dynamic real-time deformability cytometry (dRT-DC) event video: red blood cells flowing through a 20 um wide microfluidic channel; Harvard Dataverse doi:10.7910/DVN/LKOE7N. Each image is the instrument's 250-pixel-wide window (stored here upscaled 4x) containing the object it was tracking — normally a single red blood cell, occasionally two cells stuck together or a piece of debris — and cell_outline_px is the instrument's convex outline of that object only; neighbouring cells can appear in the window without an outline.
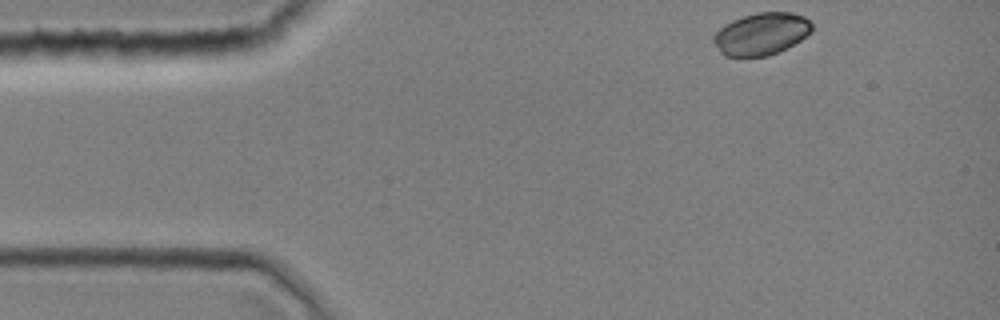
{"species": "common noctule bat (a hibernating species)", "species_latin": "Nyctalus noctula", "temperature_condition": "room temperature", "stored_images_in_passage": 33, "camera_frame_rate_fps": 3000, "um_per_image_px": 0.085, "animal": {"sex": "female", "body_mass_g": 19.0, "forearm_length_mm": 51.5}, "frame": {"image": 1, "passage_image": 1, "time_ms": 0.0, "image_size_px": [1000, 320], "cell_outline_px": [[812, 32], [800, 40], [768, 56], [724, 56], [720, 52], [712, 40], [712, 36], [724, 24], [732, 20], [756, 12], [792, 12], [804, 16], [812, 24]], "centroid_in_image_um": [64.69, 2.86], "position_along_channel_um": 20.3, "area_um2": 24.1}}
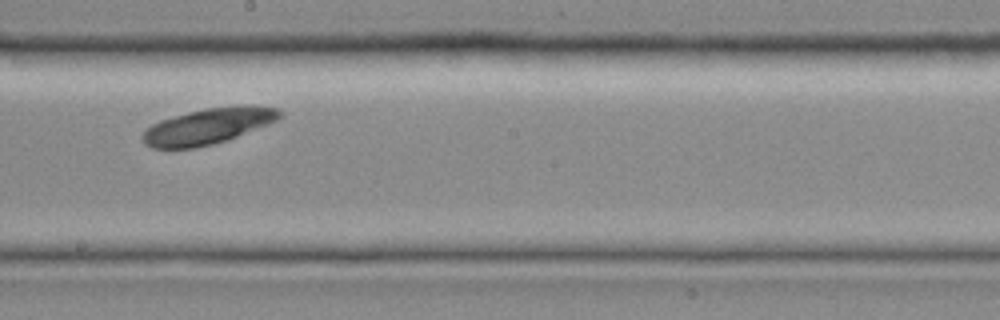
{"frame": {"image": 2, "passage_image": 19, "time_ms": 6.0, "image_size_px": [1000, 320], "cell_outline_px": [[280, 116], [276, 120], [268, 124], [228, 140], [196, 148], [152, 148], [144, 144], [140, 136], [152, 124], [160, 120], [188, 112], [208, 108], [280, 108]], "centroid_in_image_um": [17.56, 10.78], "position_along_channel_um": 230.6, "area_um2": 27.57}}
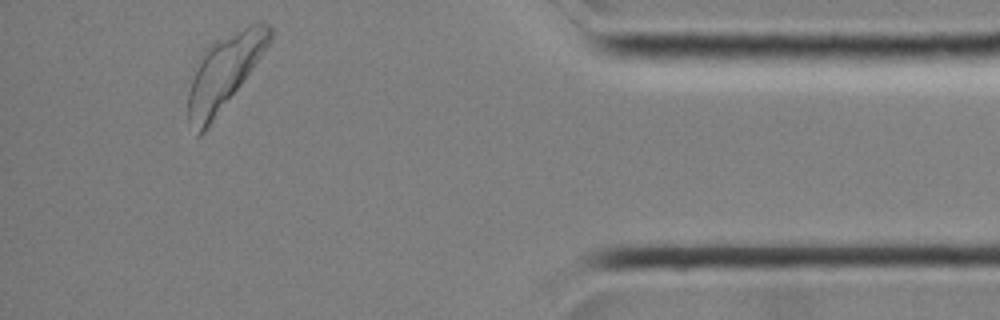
{"frame": {"image": 3, "passage_image": 33, "time_ms": 10.667, "image_size_px": [1000, 320], "cell_outline_px": [[272, 40], [240, 84], [204, 132], [200, 136], [196, 136], [188, 120], [188, 92], [200, 52], [208, 44], [248, 24], [260, 20], [268, 24], [272, 28]], "centroid_in_image_um": [19.04, 6.08], "position_along_channel_um": 416.2, "area_um2": 34.85}}